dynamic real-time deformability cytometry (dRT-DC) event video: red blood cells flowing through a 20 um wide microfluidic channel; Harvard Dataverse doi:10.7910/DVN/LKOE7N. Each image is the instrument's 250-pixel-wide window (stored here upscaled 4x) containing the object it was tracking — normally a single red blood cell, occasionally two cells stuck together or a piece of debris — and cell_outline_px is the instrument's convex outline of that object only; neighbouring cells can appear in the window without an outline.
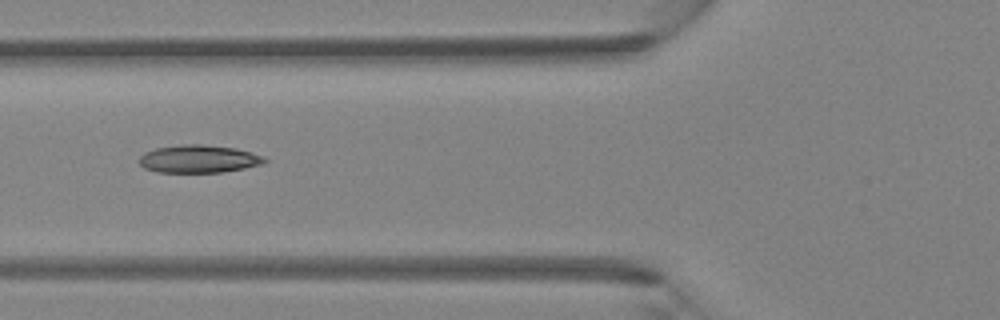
{"species": "Egyptian fruit bat (a non-hibernating species)", "species_latin": "Rousettus aegyptiacus", "temperature_condition": "room temperature", "stored_images_in_passage": 5, "camera_frame_rate_fps": 3000, "um_per_image_px": 0.085, "animal": {"sex": "female"}, "frame": {"image": 1, "passage_image": 5, "time_ms": 1.333, "image_size_px": [1000, 320], "cell_outline_px": [[268, 160], [260, 164], [244, 168], [224, 172], [156, 172], [144, 168], [140, 164], [140, 156], [144, 152], [156, 148], [180, 144], [200, 144], [236, 148], [264, 156]], "centroid_in_image_um": [16.87, 13.5], "position_along_channel_um": 108.9, "area_um2": 20.29}}